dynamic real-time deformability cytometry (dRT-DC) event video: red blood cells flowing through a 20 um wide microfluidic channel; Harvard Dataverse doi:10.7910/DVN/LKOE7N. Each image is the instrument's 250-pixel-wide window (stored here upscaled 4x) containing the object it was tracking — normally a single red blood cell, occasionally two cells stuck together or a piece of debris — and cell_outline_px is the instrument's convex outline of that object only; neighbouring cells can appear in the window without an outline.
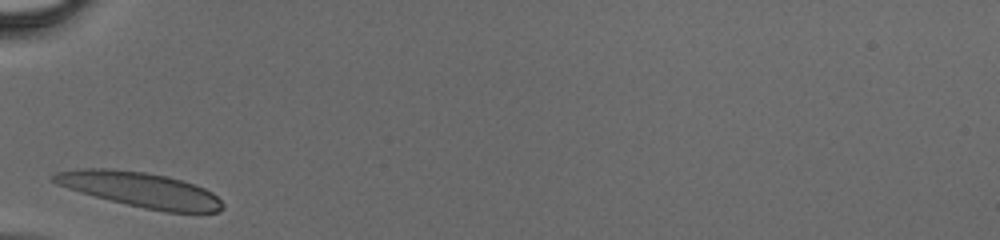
{"species": "human", "species_latin": "Homo sapiens", "temperature_condition": "cold", "stored_images_in_passage": 23, "camera_frame_rate_fps": 3000, "um_per_image_px": 0.085, "donor": {"sex": "male"}, "frame": {"image": 1, "passage_image": 1, "time_ms": 0.0, "image_size_px": [1000, 240], "cell_outline_px": [[224, 208], [216, 212], [164, 212], [144, 208], [80, 192], [56, 184], [48, 176], [56, 172], [76, 168], [112, 168], [144, 172], [168, 176], [204, 188], [212, 192], [224, 204]], "centroid_in_image_um": [11.89, 16.11], "position_along_channel_um": 73.1, "area_um2": 34.33}}
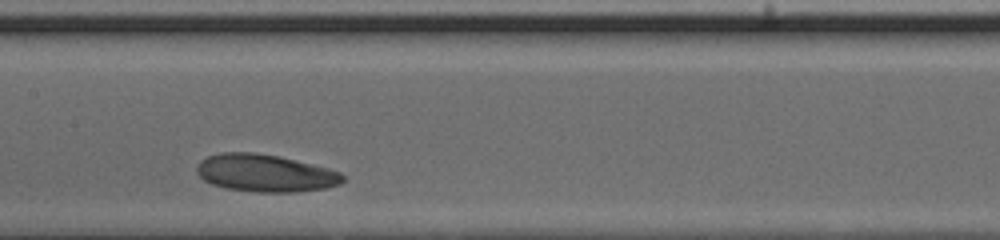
{"frame": {"image": 2, "passage_image": 9, "time_ms": 2.667, "image_size_px": [1000, 240], "cell_outline_px": [[344, 180], [340, 184], [328, 188], [296, 192], [256, 192], [224, 188], [212, 184], [204, 180], [196, 172], [196, 168], [200, 160], [208, 156], [220, 152], [252, 152], [276, 156], [328, 168], [340, 172], [344, 176]], "centroid_in_image_um": [22.53, 14.72], "position_along_channel_um": 184.9, "area_um2": 31.85}}
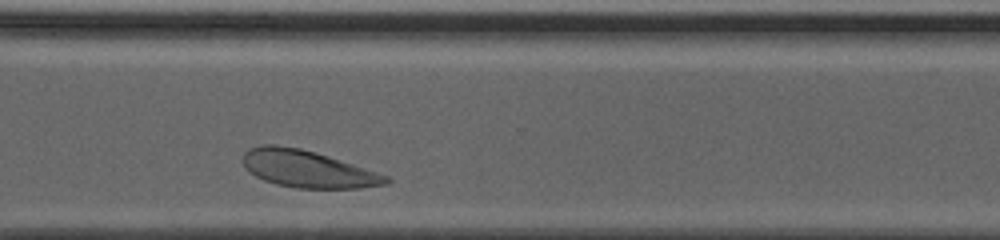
{"frame": {"image": 3, "passage_image": 20, "time_ms": 6.333, "image_size_px": [1000, 240], "cell_outline_px": [[392, 180], [388, 184], [360, 188], [296, 188], [276, 184], [264, 180], [248, 172], [244, 168], [244, 152], [248, 148], [264, 144], [276, 144], [300, 148], [316, 152], [388, 176]], "centroid_in_image_um": [26.11, 14.36], "position_along_channel_um": 344.5, "area_um2": 30.92}}